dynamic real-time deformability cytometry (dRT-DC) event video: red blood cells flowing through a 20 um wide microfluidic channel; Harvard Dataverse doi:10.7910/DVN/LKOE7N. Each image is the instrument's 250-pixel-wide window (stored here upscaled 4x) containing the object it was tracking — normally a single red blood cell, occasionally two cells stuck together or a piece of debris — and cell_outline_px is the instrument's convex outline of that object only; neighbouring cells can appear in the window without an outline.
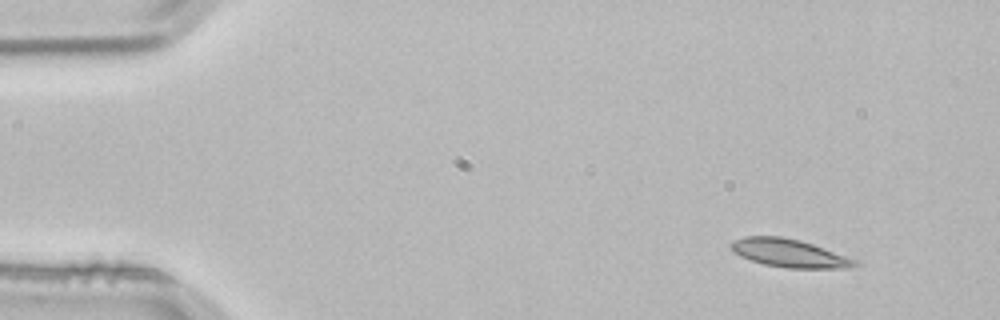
{"species": "common noctule bat (a hibernating species)", "species_latin": "Nyctalus noctula", "temperature_condition": "room temperature", "stored_images_in_passage": 3, "camera_frame_rate_fps": 3000, "um_per_image_px": 0.085, "animal": {"sex": "male", "body_mass_g": 21.5, "forearm_length_mm": 52.0}, "frame": {"image": 1, "passage_image": 1, "time_ms": 0.0, "image_size_px": [1000, 320], "cell_outline_px": [[860, 264], [848, 268], [788, 268], [764, 264], [740, 256], [732, 252], [728, 244], [744, 236], [780, 236], [800, 240], [860, 260]], "centroid_in_image_um": [67.11, 21.52], "position_along_channel_um": 17.9, "area_um2": 20.4}}
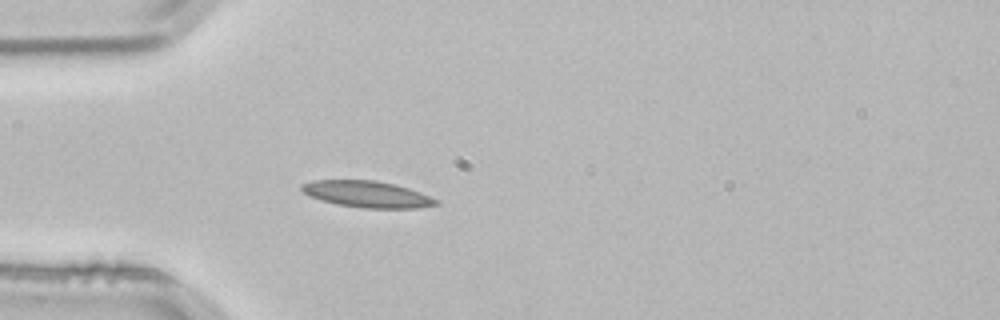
{"frame": {"image": 2, "passage_image": 3, "time_ms": 0.667, "image_size_px": [1000, 320], "cell_outline_px": [[440, 204], [416, 208], [360, 208], [336, 204], [308, 196], [300, 188], [300, 184], [312, 180], [376, 180], [396, 184], [420, 192], [440, 200]], "centroid_in_image_um": [31.21, 16.5], "position_along_channel_um": 53.8, "area_um2": 20.92}}